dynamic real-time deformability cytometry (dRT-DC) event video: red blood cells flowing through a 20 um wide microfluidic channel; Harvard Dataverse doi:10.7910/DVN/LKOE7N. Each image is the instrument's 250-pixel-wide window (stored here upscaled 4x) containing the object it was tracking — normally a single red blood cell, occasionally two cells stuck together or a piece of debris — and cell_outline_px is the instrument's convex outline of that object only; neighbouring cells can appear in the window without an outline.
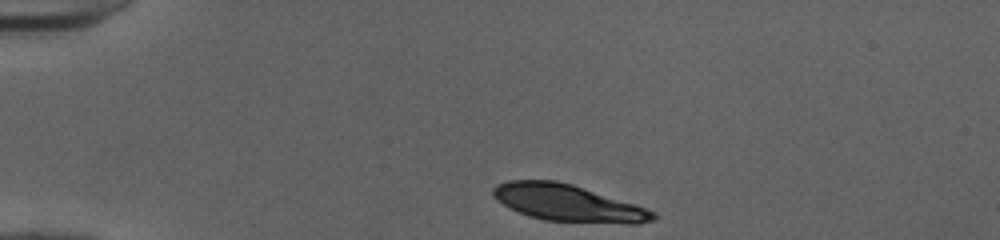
{"species": "human", "species_latin": "Homo sapiens", "temperature_condition": "cold", "stored_images_in_passage": 34, "camera_frame_rate_fps": 3000, "um_per_image_px": 0.085, "donor": {"sex": "female"}, "frame": {"image": 1, "passage_image": 1, "time_ms": 0.0, "image_size_px": [1000, 240], "cell_outline_px": [[656, 220], [640, 224], [628, 224], [544, 220], [528, 216], [496, 200], [492, 196], [492, 188], [496, 184], [508, 180], [556, 180], [572, 184], [636, 204], [656, 212]], "centroid_in_image_um": [48.3, 17.25], "position_along_channel_um": 36.7, "area_um2": 34.45}}
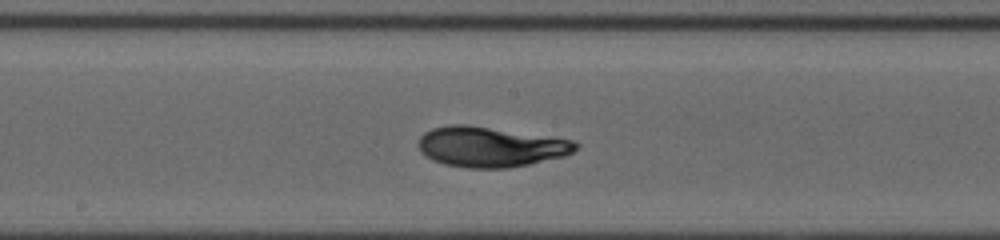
{"frame": {"image": 2, "passage_image": 18, "time_ms": 5.667, "image_size_px": [1000, 240], "cell_outline_px": [[580, 148], [564, 156], [528, 164], [508, 168], [468, 168], [444, 164], [432, 160], [420, 152], [416, 144], [420, 136], [424, 132], [432, 128], [452, 124], [464, 124], [572, 140], [580, 144]], "centroid_in_image_um": [41.64, 12.49], "position_along_channel_um": 206.6, "area_um2": 36.76}}
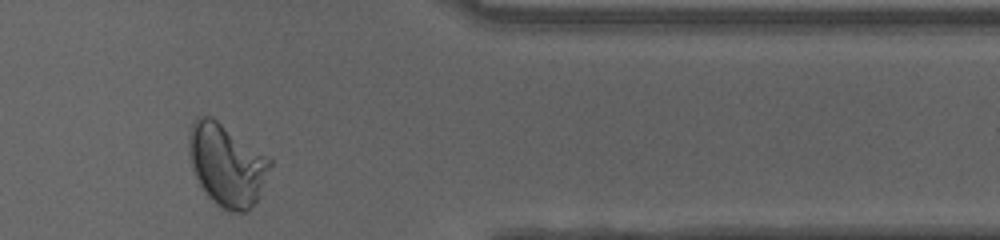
{"frame": {"image": 3, "passage_image": 33, "time_ms": 10.667, "image_size_px": [1000, 240], "cell_outline_px": [[272, 164], [260, 196], [248, 212], [228, 212], [220, 208], [208, 196], [200, 184], [192, 168], [188, 156], [188, 136], [192, 124], [196, 116], [212, 116], [272, 160]], "centroid_in_image_um": [19.26, 14.03], "position_along_channel_um": 392.1, "area_um2": 38.96}, "authors_computed_cell_mechanics": {"area_um2": 36.0961, "velocity_mm_per_s": 3.9982, "shape_relaxation_time_tau1_ms": 5.6276, "shape_relaxation_time_tau2_ms": null, "deformation_change_tau1": 0.2074, "deformation_change_tau2": null}}